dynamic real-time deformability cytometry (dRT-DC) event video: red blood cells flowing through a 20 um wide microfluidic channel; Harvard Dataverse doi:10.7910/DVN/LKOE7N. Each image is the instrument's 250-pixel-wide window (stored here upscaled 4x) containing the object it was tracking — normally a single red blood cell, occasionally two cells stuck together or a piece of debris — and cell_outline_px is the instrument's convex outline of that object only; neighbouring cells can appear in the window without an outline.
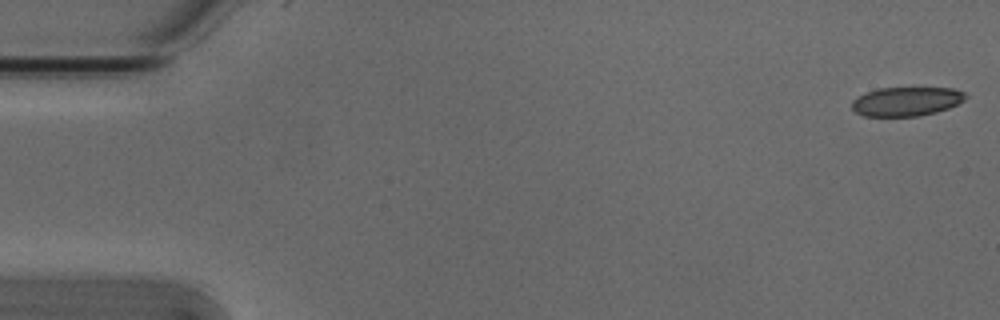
{"species": "Egyptian fruit bat (a non-hibernating species)", "species_latin": "Rousettus aegyptiacus", "temperature_condition": "cold", "stored_images_in_passage": 53, "camera_frame_rate_fps": 3000, "um_per_image_px": 0.085, "animal": {"sex": "male"}, "frame": {"image": 1, "passage_image": 1, "time_ms": 0.0, "image_size_px": [1000, 320], "cell_outline_px": [[968, 96], [964, 100], [948, 108], [936, 112], [920, 116], [864, 116], [856, 112], [852, 108], [852, 100], [868, 92], [880, 88], [952, 88], [964, 92]], "centroid_in_image_um": [77.06, 8.63], "position_along_channel_um": 7.9, "area_um2": 19.07}}
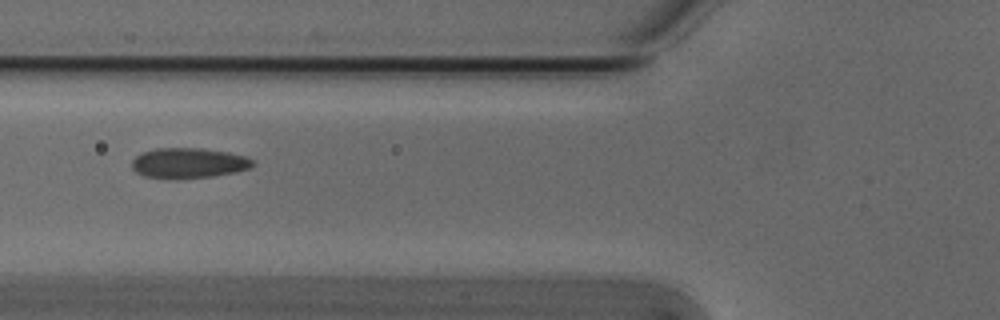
{"frame": {"image": 2, "passage_image": 20, "time_ms": 6.333, "image_size_px": [1000, 320], "cell_outline_px": [[256, 164], [252, 168], [236, 172], [212, 176], [172, 180], [144, 176], [136, 172], [132, 168], [132, 160], [140, 152], [156, 148], [200, 148], [228, 152], [248, 156]], "centroid_in_image_um": [16.04, 13.87], "position_along_channel_um": 109.8, "area_um2": 21.79}}
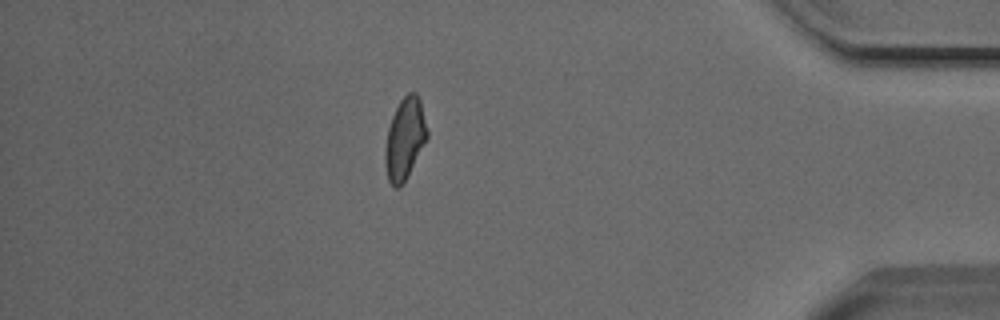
{"frame": {"image": 3, "passage_image": 46, "time_ms": 15.0, "image_size_px": [1000, 320], "cell_outline_px": [[428, 136], [400, 188], [396, 188], [388, 180], [384, 160], [384, 148], [388, 128], [392, 116], [400, 100], [408, 92], [416, 92], [420, 100], [428, 132]], "centroid_in_image_um": [34.39, 11.77], "position_along_channel_um": 400.8, "area_um2": 19.65}, "authors_computed_cell_mechanics": {"area_um2": 20.519, "velocity_mm_per_s": 3.8461, "shape_relaxation_time_tau1_ms": 4.9465, "shape_relaxation_time_tau2_ms": 2.7803, "deformation_change_tau1": 0.1049, "deformation_change_tau2": 0.0639}}